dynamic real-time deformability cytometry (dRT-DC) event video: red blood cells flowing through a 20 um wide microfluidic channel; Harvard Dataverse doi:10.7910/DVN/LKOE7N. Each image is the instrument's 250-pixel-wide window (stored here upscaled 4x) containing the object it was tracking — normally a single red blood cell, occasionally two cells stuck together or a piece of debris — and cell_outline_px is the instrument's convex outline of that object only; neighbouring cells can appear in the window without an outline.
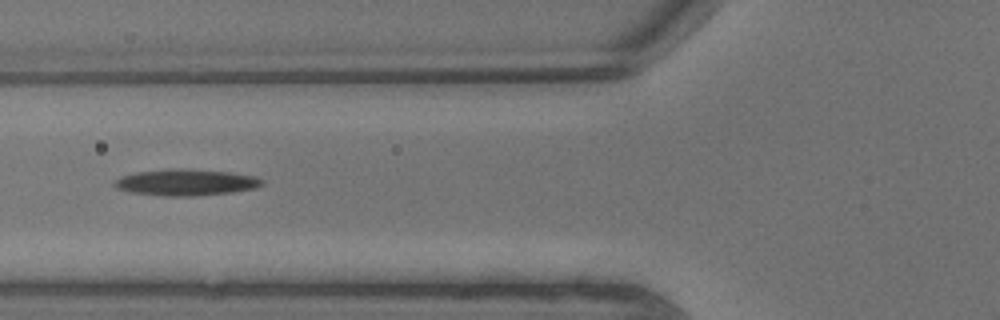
{"species": "common noctule bat (a hibernating species)", "species_latin": "Nyctalus noctula", "temperature_condition": "warm", "stored_images_in_passage": 5, "camera_frame_rate_fps": 3000, "um_per_image_px": 0.085, "animal": {"sex": "male", "body_mass_g": 13.3}, "frame": {"image": 1, "passage_image": 3, "time_ms": 0.667, "image_size_px": [1000, 320], "cell_outline_px": [[264, 184], [256, 188], [232, 192], [196, 196], [164, 196], [132, 192], [116, 188], [112, 184], [120, 176], [136, 172], [172, 168], [180, 168], [228, 172], [256, 176], [264, 180]], "centroid_in_image_um": [15.82, 15.5], "position_along_channel_um": 110.0, "area_um2": 22.77}}
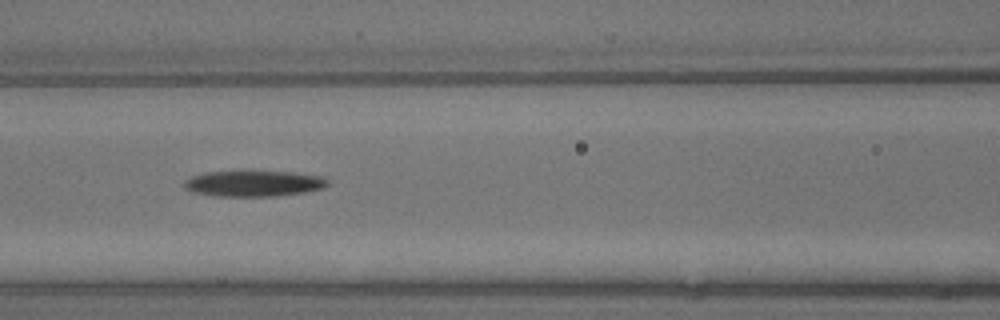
{"frame": {"image": 2, "passage_image": 4, "time_ms": 1.0, "image_size_px": [1000, 320], "cell_outline_px": [[328, 184], [324, 188], [304, 192], [276, 196], [216, 196], [192, 192], [184, 188], [184, 180], [192, 176], [204, 172], [292, 172], [324, 176], [328, 180]], "centroid_in_image_um": [21.57, 15.6], "position_along_channel_um": 145.0, "area_um2": 21.56}}